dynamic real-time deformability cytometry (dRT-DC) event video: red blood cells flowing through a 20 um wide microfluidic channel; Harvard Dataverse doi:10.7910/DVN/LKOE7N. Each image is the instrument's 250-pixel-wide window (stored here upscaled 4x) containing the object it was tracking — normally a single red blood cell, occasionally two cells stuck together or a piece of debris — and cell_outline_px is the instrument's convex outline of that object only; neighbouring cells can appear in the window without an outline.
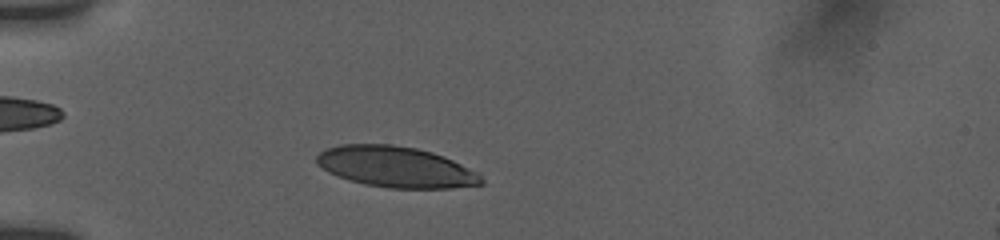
{"species": "human", "species_latin": "Homo sapiens", "temperature_condition": "room temperature", "stored_images_in_passage": 41, "camera_frame_rate_fps": 3000, "um_per_image_px": 0.085, "donor": {"sex": "female"}, "frame": {"image": 1, "passage_image": 8, "time_ms": 2.333, "image_size_px": [1000, 240], "cell_outline_px": [[484, 184], [452, 188], [392, 188], [364, 184], [348, 180], [328, 172], [316, 164], [316, 156], [320, 152], [328, 148], [340, 144], [392, 144], [416, 148], [432, 152], [444, 156], [476, 172], [484, 180]], "centroid_in_image_um": [33.62, 14.19], "position_along_channel_um": 51.4, "area_um2": 39.19}}
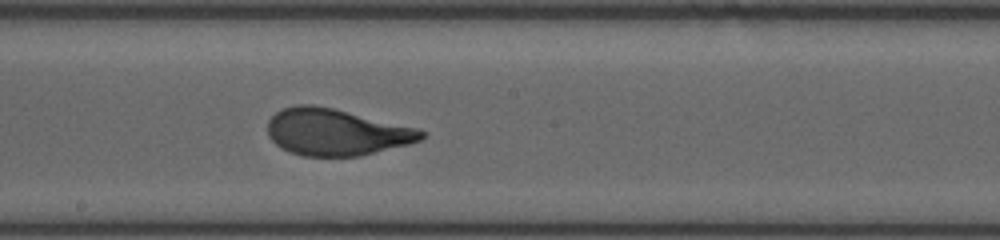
{"frame": {"image": 2, "passage_image": 23, "time_ms": 7.333, "image_size_px": [1000, 240], "cell_outline_px": [[424, 136], [420, 140], [408, 144], [360, 156], [304, 156], [288, 152], [280, 148], [268, 136], [268, 120], [276, 112], [284, 108], [296, 104], [312, 104], [332, 108], [420, 128], [424, 132]], "centroid_in_image_um": [28.55, 11.23], "position_along_channel_um": 219.6, "area_um2": 41.85}}
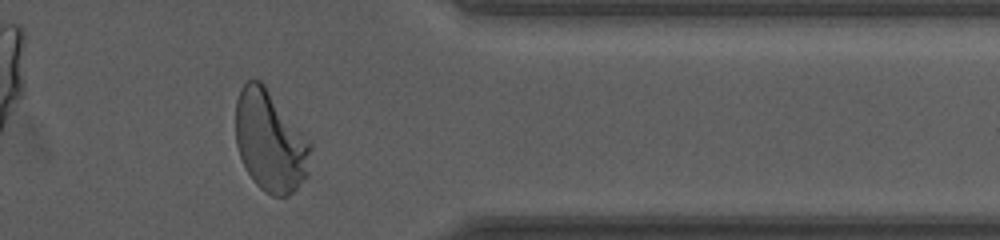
{"frame": {"image": 3, "passage_image": 37, "time_ms": 12.0, "image_size_px": [1000, 240], "cell_outline_px": [[312, 148], [308, 176], [288, 196], [272, 196], [264, 192], [252, 180], [240, 156], [236, 144], [236, 100], [240, 88], [248, 80], [260, 80], [264, 84], [312, 144]], "centroid_in_image_um": [22.97, 12.02], "position_along_channel_um": 388.4, "area_um2": 44.04}, "authors_computed_cell_mechanics": {"area_um2": 41.7316, "velocity_mm_per_s": 3.8205, "shape_relaxation_time_tau1_ms": 4.1189, "shape_relaxation_time_tau2_ms": null, "deformation_change_tau1": 0.2191, "deformation_change_tau2": null}}